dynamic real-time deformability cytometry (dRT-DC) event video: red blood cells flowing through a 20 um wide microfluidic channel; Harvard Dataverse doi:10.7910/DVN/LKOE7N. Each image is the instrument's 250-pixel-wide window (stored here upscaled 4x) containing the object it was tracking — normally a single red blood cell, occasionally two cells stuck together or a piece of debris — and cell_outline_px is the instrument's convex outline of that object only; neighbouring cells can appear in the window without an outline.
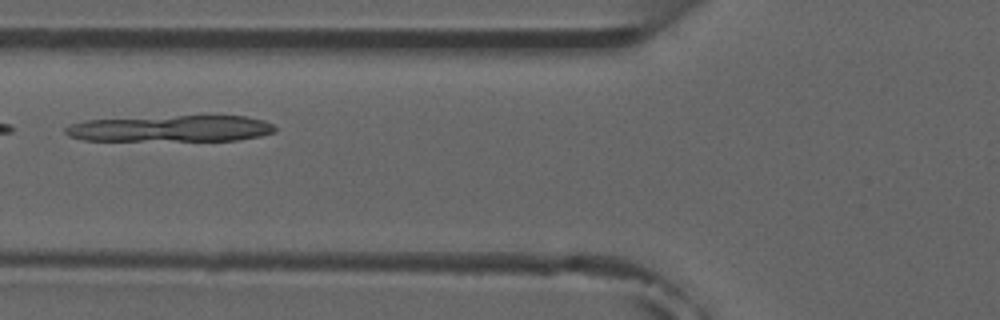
{"species": "common noctule bat (a hibernating species)", "species_latin": "Nyctalus noctula", "temperature_condition": "room temperature", "stored_images_in_passage": 4, "camera_frame_rate_fps": 3000, "um_per_image_px": 0.085, "animal": {"sex": "male", "forearm_length_mm": 52.5}, "frame": {"image": 1, "passage_image": 4, "time_ms": 3.667, "image_size_px": [1000, 320], "cell_outline_px": [[276, 132], [260, 136], [236, 140], [84, 140], [68, 136], [64, 132], [64, 128], [68, 124], [88, 120], [176, 116], [244, 116], [264, 120], [272, 124], [276, 128]], "centroid_in_image_um": [14.53, 10.93], "position_along_channel_um": 111.3, "area_um2": 31.96}}